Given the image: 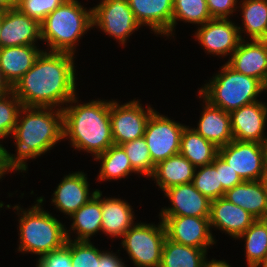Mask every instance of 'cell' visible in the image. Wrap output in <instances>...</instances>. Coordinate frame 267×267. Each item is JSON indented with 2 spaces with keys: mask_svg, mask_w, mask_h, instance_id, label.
I'll use <instances>...</instances> for the list:
<instances>
[{
  "mask_svg": "<svg viewBox=\"0 0 267 267\" xmlns=\"http://www.w3.org/2000/svg\"><path fill=\"white\" fill-rule=\"evenodd\" d=\"M3 159V144L0 143V167Z\"/></svg>",
  "mask_w": 267,
  "mask_h": 267,
  "instance_id": "cell-47",
  "label": "cell"
},
{
  "mask_svg": "<svg viewBox=\"0 0 267 267\" xmlns=\"http://www.w3.org/2000/svg\"><path fill=\"white\" fill-rule=\"evenodd\" d=\"M128 156L132 168L138 173L151 177L154 173L155 165L152 163L147 142L144 137L121 144Z\"/></svg>",
  "mask_w": 267,
  "mask_h": 267,
  "instance_id": "cell-35",
  "label": "cell"
},
{
  "mask_svg": "<svg viewBox=\"0 0 267 267\" xmlns=\"http://www.w3.org/2000/svg\"><path fill=\"white\" fill-rule=\"evenodd\" d=\"M206 254L204 249L182 245L166 237L160 267H203Z\"/></svg>",
  "mask_w": 267,
  "mask_h": 267,
  "instance_id": "cell-29",
  "label": "cell"
},
{
  "mask_svg": "<svg viewBox=\"0 0 267 267\" xmlns=\"http://www.w3.org/2000/svg\"><path fill=\"white\" fill-rule=\"evenodd\" d=\"M242 2V3H241ZM239 4L242 11V26L238 27L241 33L247 34L250 40H267V0H242ZM243 29V30H241Z\"/></svg>",
  "mask_w": 267,
  "mask_h": 267,
  "instance_id": "cell-28",
  "label": "cell"
},
{
  "mask_svg": "<svg viewBox=\"0 0 267 267\" xmlns=\"http://www.w3.org/2000/svg\"><path fill=\"white\" fill-rule=\"evenodd\" d=\"M90 241H74L71 239L72 267H100V253Z\"/></svg>",
  "mask_w": 267,
  "mask_h": 267,
  "instance_id": "cell-36",
  "label": "cell"
},
{
  "mask_svg": "<svg viewBox=\"0 0 267 267\" xmlns=\"http://www.w3.org/2000/svg\"><path fill=\"white\" fill-rule=\"evenodd\" d=\"M21 107V101L11 89L0 92V140L13 134Z\"/></svg>",
  "mask_w": 267,
  "mask_h": 267,
  "instance_id": "cell-34",
  "label": "cell"
},
{
  "mask_svg": "<svg viewBox=\"0 0 267 267\" xmlns=\"http://www.w3.org/2000/svg\"><path fill=\"white\" fill-rule=\"evenodd\" d=\"M224 198L256 219H267V198L261 180L243 181L227 190Z\"/></svg>",
  "mask_w": 267,
  "mask_h": 267,
  "instance_id": "cell-24",
  "label": "cell"
},
{
  "mask_svg": "<svg viewBox=\"0 0 267 267\" xmlns=\"http://www.w3.org/2000/svg\"><path fill=\"white\" fill-rule=\"evenodd\" d=\"M16 6V0H0V11H6Z\"/></svg>",
  "mask_w": 267,
  "mask_h": 267,
  "instance_id": "cell-43",
  "label": "cell"
},
{
  "mask_svg": "<svg viewBox=\"0 0 267 267\" xmlns=\"http://www.w3.org/2000/svg\"><path fill=\"white\" fill-rule=\"evenodd\" d=\"M114 252L102 251L100 253V267H122L124 262Z\"/></svg>",
  "mask_w": 267,
  "mask_h": 267,
  "instance_id": "cell-41",
  "label": "cell"
},
{
  "mask_svg": "<svg viewBox=\"0 0 267 267\" xmlns=\"http://www.w3.org/2000/svg\"><path fill=\"white\" fill-rule=\"evenodd\" d=\"M230 114L233 139L238 141L263 143L267 138V104L262 101L242 106Z\"/></svg>",
  "mask_w": 267,
  "mask_h": 267,
  "instance_id": "cell-14",
  "label": "cell"
},
{
  "mask_svg": "<svg viewBox=\"0 0 267 267\" xmlns=\"http://www.w3.org/2000/svg\"><path fill=\"white\" fill-rule=\"evenodd\" d=\"M256 220L240 206L229 202L226 198L220 197L211 201L210 228H217L237 239Z\"/></svg>",
  "mask_w": 267,
  "mask_h": 267,
  "instance_id": "cell-21",
  "label": "cell"
},
{
  "mask_svg": "<svg viewBox=\"0 0 267 267\" xmlns=\"http://www.w3.org/2000/svg\"><path fill=\"white\" fill-rule=\"evenodd\" d=\"M206 0H173L172 35L177 21L201 26L212 20Z\"/></svg>",
  "mask_w": 267,
  "mask_h": 267,
  "instance_id": "cell-32",
  "label": "cell"
},
{
  "mask_svg": "<svg viewBox=\"0 0 267 267\" xmlns=\"http://www.w3.org/2000/svg\"><path fill=\"white\" fill-rule=\"evenodd\" d=\"M237 239L245 241L248 267H256L267 256V219H256Z\"/></svg>",
  "mask_w": 267,
  "mask_h": 267,
  "instance_id": "cell-31",
  "label": "cell"
},
{
  "mask_svg": "<svg viewBox=\"0 0 267 267\" xmlns=\"http://www.w3.org/2000/svg\"><path fill=\"white\" fill-rule=\"evenodd\" d=\"M41 39L40 23L13 7L2 11L0 46L36 45Z\"/></svg>",
  "mask_w": 267,
  "mask_h": 267,
  "instance_id": "cell-16",
  "label": "cell"
},
{
  "mask_svg": "<svg viewBox=\"0 0 267 267\" xmlns=\"http://www.w3.org/2000/svg\"><path fill=\"white\" fill-rule=\"evenodd\" d=\"M36 45L0 47V80L7 89L33 66L43 50Z\"/></svg>",
  "mask_w": 267,
  "mask_h": 267,
  "instance_id": "cell-20",
  "label": "cell"
},
{
  "mask_svg": "<svg viewBox=\"0 0 267 267\" xmlns=\"http://www.w3.org/2000/svg\"><path fill=\"white\" fill-rule=\"evenodd\" d=\"M3 175H5V173L0 168V179H2ZM3 206H4V203L3 202H0V208H2Z\"/></svg>",
  "mask_w": 267,
  "mask_h": 267,
  "instance_id": "cell-48",
  "label": "cell"
},
{
  "mask_svg": "<svg viewBox=\"0 0 267 267\" xmlns=\"http://www.w3.org/2000/svg\"><path fill=\"white\" fill-rule=\"evenodd\" d=\"M212 18L228 19L236 12L237 0H206ZM236 6V7H235ZM229 16V17H228Z\"/></svg>",
  "mask_w": 267,
  "mask_h": 267,
  "instance_id": "cell-40",
  "label": "cell"
},
{
  "mask_svg": "<svg viewBox=\"0 0 267 267\" xmlns=\"http://www.w3.org/2000/svg\"><path fill=\"white\" fill-rule=\"evenodd\" d=\"M43 201V196L37 197V203L27 211L18 204L13 207L19 216V252L42 257L63 247L67 242L65 225L43 209Z\"/></svg>",
  "mask_w": 267,
  "mask_h": 267,
  "instance_id": "cell-4",
  "label": "cell"
},
{
  "mask_svg": "<svg viewBox=\"0 0 267 267\" xmlns=\"http://www.w3.org/2000/svg\"><path fill=\"white\" fill-rule=\"evenodd\" d=\"M262 148H263V152H264L265 173H267V138L262 143Z\"/></svg>",
  "mask_w": 267,
  "mask_h": 267,
  "instance_id": "cell-44",
  "label": "cell"
},
{
  "mask_svg": "<svg viewBox=\"0 0 267 267\" xmlns=\"http://www.w3.org/2000/svg\"><path fill=\"white\" fill-rule=\"evenodd\" d=\"M160 218L169 240L205 251L216 244L210 230L209 217L160 216Z\"/></svg>",
  "mask_w": 267,
  "mask_h": 267,
  "instance_id": "cell-12",
  "label": "cell"
},
{
  "mask_svg": "<svg viewBox=\"0 0 267 267\" xmlns=\"http://www.w3.org/2000/svg\"><path fill=\"white\" fill-rule=\"evenodd\" d=\"M192 184L210 201L224 197L226 192L220 182L219 171L214 167V161L195 169Z\"/></svg>",
  "mask_w": 267,
  "mask_h": 267,
  "instance_id": "cell-33",
  "label": "cell"
},
{
  "mask_svg": "<svg viewBox=\"0 0 267 267\" xmlns=\"http://www.w3.org/2000/svg\"><path fill=\"white\" fill-rule=\"evenodd\" d=\"M89 187L84 172L69 173L56 187L51 202L60 212L71 216L96 195L98 189L90 193Z\"/></svg>",
  "mask_w": 267,
  "mask_h": 267,
  "instance_id": "cell-18",
  "label": "cell"
},
{
  "mask_svg": "<svg viewBox=\"0 0 267 267\" xmlns=\"http://www.w3.org/2000/svg\"><path fill=\"white\" fill-rule=\"evenodd\" d=\"M1 26H2V11H0V31H1Z\"/></svg>",
  "mask_w": 267,
  "mask_h": 267,
  "instance_id": "cell-50",
  "label": "cell"
},
{
  "mask_svg": "<svg viewBox=\"0 0 267 267\" xmlns=\"http://www.w3.org/2000/svg\"><path fill=\"white\" fill-rule=\"evenodd\" d=\"M218 147L204 139L193 128L185 126L180 138V151L196 168L212 163L218 156Z\"/></svg>",
  "mask_w": 267,
  "mask_h": 267,
  "instance_id": "cell-27",
  "label": "cell"
},
{
  "mask_svg": "<svg viewBox=\"0 0 267 267\" xmlns=\"http://www.w3.org/2000/svg\"><path fill=\"white\" fill-rule=\"evenodd\" d=\"M101 196L102 192L97 190L96 195L69 217L73 222L70 230L66 228L67 239L71 240L70 233L73 232L70 231H74L77 234L74 241H90L92 236L101 231Z\"/></svg>",
  "mask_w": 267,
  "mask_h": 267,
  "instance_id": "cell-25",
  "label": "cell"
},
{
  "mask_svg": "<svg viewBox=\"0 0 267 267\" xmlns=\"http://www.w3.org/2000/svg\"><path fill=\"white\" fill-rule=\"evenodd\" d=\"M203 103L205 104L198 125L193 129L218 148L227 145L233 140L230 114L221 108L212 106L204 98Z\"/></svg>",
  "mask_w": 267,
  "mask_h": 267,
  "instance_id": "cell-22",
  "label": "cell"
},
{
  "mask_svg": "<svg viewBox=\"0 0 267 267\" xmlns=\"http://www.w3.org/2000/svg\"><path fill=\"white\" fill-rule=\"evenodd\" d=\"M218 155L237 172L243 181L261 180L265 175L261 143L233 139L227 145L219 147Z\"/></svg>",
  "mask_w": 267,
  "mask_h": 267,
  "instance_id": "cell-11",
  "label": "cell"
},
{
  "mask_svg": "<svg viewBox=\"0 0 267 267\" xmlns=\"http://www.w3.org/2000/svg\"><path fill=\"white\" fill-rule=\"evenodd\" d=\"M185 125L174 121L156 110L150 115L144 132V138L156 166L159 162L179 154L180 138Z\"/></svg>",
  "mask_w": 267,
  "mask_h": 267,
  "instance_id": "cell-9",
  "label": "cell"
},
{
  "mask_svg": "<svg viewBox=\"0 0 267 267\" xmlns=\"http://www.w3.org/2000/svg\"><path fill=\"white\" fill-rule=\"evenodd\" d=\"M94 160H101V167L97 180L112 181L127 177L130 173L138 174L130 163L121 145L113 144Z\"/></svg>",
  "mask_w": 267,
  "mask_h": 267,
  "instance_id": "cell-30",
  "label": "cell"
},
{
  "mask_svg": "<svg viewBox=\"0 0 267 267\" xmlns=\"http://www.w3.org/2000/svg\"><path fill=\"white\" fill-rule=\"evenodd\" d=\"M256 267H267V256Z\"/></svg>",
  "mask_w": 267,
  "mask_h": 267,
  "instance_id": "cell-46",
  "label": "cell"
},
{
  "mask_svg": "<svg viewBox=\"0 0 267 267\" xmlns=\"http://www.w3.org/2000/svg\"><path fill=\"white\" fill-rule=\"evenodd\" d=\"M140 26L155 34L172 37L173 0H128Z\"/></svg>",
  "mask_w": 267,
  "mask_h": 267,
  "instance_id": "cell-19",
  "label": "cell"
},
{
  "mask_svg": "<svg viewBox=\"0 0 267 267\" xmlns=\"http://www.w3.org/2000/svg\"><path fill=\"white\" fill-rule=\"evenodd\" d=\"M132 206L121 198L101 197V231L110 237L123 236L134 225Z\"/></svg>",
  "mask_w": 267,
  "mask_h": 267,
  "instance_id": "cell-23",
  "label": "cell"
},
{
  "mask_svg": "<svg viewBox=\"0 0 267 267\" xmlns=\"http://www.w3.org/2000/svg\"><path fill=\"white\" fill-rule=\"evenodd\" d=\"M261 182L264 186L266 198H267V173H265V175L262 177Z\"/></svg>",
  "mask_w": 267,
  "mask_h": 267,
  "instance_id": "cell-45",
  "label": "cell"
},
{
  "mask_svg": "<svg viewBox=\"0 0 267 267\" xmlns=\"http://www.w3.org/2000/svg\"><path fill=\"white\" fill-rule=\"evenodd\" d=\"M121 246L136 267H160L166 239L163 221L160 224L135 223L123 236Z\"/></svg>",
  "mask_w": 267,
  "mask_h": 267,
  "instance_id": "cell-7",
  "label": "cell"
},
{
  "mask_svg": "<svg viewBox=\"0 0 267 267\" xmlns=\"http://www.w3.org/2000/svg\"><path fill=\"white\" fill-rule=\"evenodd\" d=\"M208 259L205 258L203 267H231L229 263H227L225 260H216L212 259L211 261H207Z\"/></svg>",
  "mask_w": 267,
  "mask_h": 267,
  "instance_id": "cell-42",
  "label": "cell"
},
{
  "mask_svg": "<svg viewBox=\"0 0 267 267\" xmlns=\"http://www.w3.org/2000/svg\"><path fill=\"white\" fill-rule=\"evenodd\" d=\"M164 195L171 205L162 208L159 216L210 217L211 201L192 183L169 187L164 190Z\"/></svg>",
  "mask_w": 267,
  "mask_h": 267,
  "instance_id": "cell-17",
  "label": "cell"
},
{
  "mask_svg": "<svg viewBox=\"0 0 267 267\" xmlns=\"http://www.w3.org/2000/svg\"><path fill=\"white\" fill-rule=\"evenodd\" d=\"M41 40L49 52L75 55L77 42L93 28L92 8H84L78 0H66L40 23Z\"/></svg>",
  "mask_w": 267,
  "mask_h": 267,
  "instance_id": "cell-5",
  "label": "cell"
},
{
  "mask_svg": "<svg viewBox=\"0 0 267 267\" xmlns=\"http://www.w3.org/2000/svg\"><path fill=\"white\" fill-rule=\"evenodd\" d=\"M195 38L205 52L216 56H226L233 53L241 41L237 24L229 18H213L198 27Z\"/></svg>",
  "mask_w": 267,
  "mask_h": 267,
  "instance_id": "cell-13",
  "label": "cell"
},
{
  "mask_svg": "<svg viewBox=\"0 0 267 267\" xmlns=\"http://www.w3.org/2000/svg\"><path fill=\"white\" fill-rule=\"evenodd\" d=\"M74 56L43 50L11 88L22 106L63 109L77 95Z\"/></svg>",
  "mask_w": 267,
  "mask_h": 267,
  "instance_id": "cell-1",
  "label": "cell"
},
{
  "mask_svg": "<svg viewBox=\"0 0 267 267\" xmlns=\"http://www.w3.org/2000/svg\"><path fill=\"white\" fill-rule=\"evenodd\" d=\"M66 0H16V8L41 23Z\"/></svg>",
  "mask_w": 267,
  "mask_h": 267,
  "instance_id": "cell-37",
  "label": "cell"
},
{
  "mask_svg": "<svg viewBox=\"0 0 267 267\" xmlns=\"http://www.w3.org/2000/svg\"><path fill=\"white\" fill-rule=\"evenodd\" d=\"M12 136L17 152L16 155L11 154L3 147L0 168L6 174L9 171L12 173L13 170L27 171L28 159L45 154L52 150L58 141L63 140L62 109L22 106Z\"/></svg>",
  "mask_w": 267,
  "mask_h": 267,
  "instance_id": "cell-2",
  "label": "cell"
},
{
  "mask_svg": "<svg viewBox=\"0 0 267 267\" xmlns=\"http://www.w3.org/2000/svg\"><path fill=\"white\" fill-rule=\"evenodd\" d=\"M230 57L226 63L232 69L258 79L267 88V40L242 39Z\"/></svg>",
  "mask_w": 267,
  "mask_h": 267,
  "instance_id": "cell-15",
  "label": "cell"
},
{
  "mask_svg": "<svg viewBox=\"0 0 267 267\" xmlns=\"http://www.w3.org/2000/svg\"><path fill=\"white\" fill-rule=\"evenodd\" d=\"M154 111L149 105L144 110L138 99L121 105L112 99L110 121L113 143L121 145L144 137L146 123Z\"/></svg>",
  "mask_w": 267,
  "mask_h": 267,
  "instance_id": "cell-10",
  "label": "cell"
},
{
  "mask_svg": "<svg viewBox=\"0 0 267 267\" xmlns=\"http://www.w3.org/2000/svg\"><path fill=\"white\" fill-rule=\"evenodd\" d=\"M77 99L74 96L62 109L63 139H69L75 150L86 151L96 158L114 144L111 101L98 99L79 104Z\"/></svg>",
  "mask_w": 267,
  "mask_h": 267,
  "instance_id": "cell-3",
  "label": "cell"
},
{
  "mask_svg": "<svg viewBox=\"0 0 267 267\" xmlns=\"http://www.w3.org/2000/svg\"><path fill=\"white\" fill-rule=\"evenodd\" d=\"M214 167L219 171L220 182L225 191L243 182L241 177L219 155L214 160Z\"/></svg>",
  "mask_w": 267,
  "mask_h": 267,
  "instance_id": "cell-39",
  "label": "cell"
},
{
  "mask_svg": "<svg viewBox=\"0 0 267 267\" xmlns=\"http://www.w3.org/2000/svg\"><path fill=\"white\" fill-rule=\"evenodd\" d=\"M93 28H100L123 46L141 26L135 19L128 0H101L92 7Z\"/></svg>",
  "mask_w": 267,
  "mask_h": 267,
  "instance_id": "cell-8",
  "label": "cell"
},
{
  "mask_svg": "<svg viewBox=\"0 0 267 267\" xmlns=\"http://www.w3.org/2000/svg\"><path fill=\"white\" fill-rule=\"evenodd\" d=\"M264 90L267 88L258 79L236 72L225 63L198 93L199 98H204L212 106L230 113L259 101L257 97Z\"/></svg>",
  "mask_w": 267,
  "mask_h": 267,
  "instance_id": "cell-6",
  "label": "cell"
},
{
  "mask_svg": "<svg viewBox=\"0 0 267 267\" xmlns=\"http://www.w3.org/2000/svg\"><path fill=\"white\" fill-rule=\"evenodd\" d=\"M196 167L181 154L159 162L151 178L162 191L169 187L192 183Z\"/></svg>",
  "mask_w": 267,
  "mask_h": 267,
  "instance_id": "cell-26",
  "label": "cell"
},
{
  "mask_svg": "<svg viewBox=\"0 0 267 267\" xmlns=\"http://www.w3.org/2000/svg\"><path fill=\"white\" fill-rule=\"evenodd\" d=\"M36 264V267H72L71 240L67 239L63 247L39 257Z\"/></svg>",
  "mask_w": 267,
  "mask_h": 267,
  "instance_id": "cell-38",
  "label": "cell"
},
{
  "mask_svg": "<svg viewBox=\"0 0 267 267\" xmlns=\"http://www.w3.org/2000/svg\"><path fill=\"white\" fill-rule=\"evenodd\" d=\"M7 88L4 86V84L0 80V92L5 91Z\"/></svg>",
  "mask_w": 267,
  "mask_h": 267,
  "instance_id": "cell-49",
  "label": "cell"
}]
</instances>
